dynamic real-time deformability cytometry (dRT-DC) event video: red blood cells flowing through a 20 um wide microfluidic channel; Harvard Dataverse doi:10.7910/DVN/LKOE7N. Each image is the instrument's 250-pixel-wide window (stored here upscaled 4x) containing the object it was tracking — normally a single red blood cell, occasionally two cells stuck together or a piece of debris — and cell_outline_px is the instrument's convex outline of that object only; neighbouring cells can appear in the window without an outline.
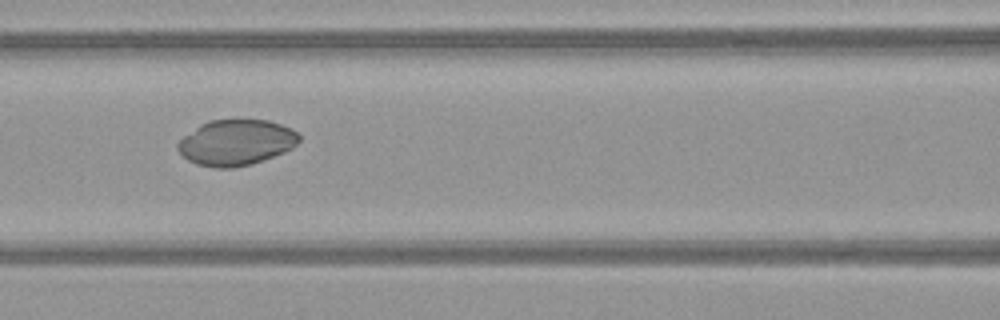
{"species": "common noctule bat (a hibernating species)", "species_latin": "Nyctalus noctula", "temperature_condition": "warm", "stored_images_in_passage": 52, "camera_frame_rate_fps": 3000, "um_per_image_px": 0.085, "animal": {"sex": "female", "body_mass_g": 21.9}, "frame": {"image": 1, "passage_image": 24, "time_ms": 7.667, "image_size_px": [1000, 320], "cell_outline_px": [[300, 140], [292, 148], [284, 152], [252, 164], [232, 168], [216, 168], [196, 164], [188, 160], [176, 148], [176, 144], [184, 136], [200, 124], [208, 120], [268, 120], [292, 128], [300, 136]], "centroid_in_image_um": [20.07, 12.11], "position_along_channel_um": 146.5, "area_um2": 32.31}}
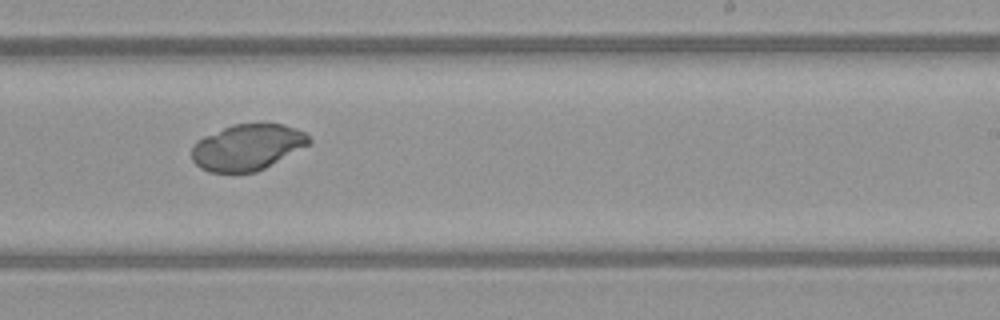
{"frame": {"image": 2, "passage_image": 33, "time_ms": 10.667, "image_size_px": [1000, 320], "cell_outline_px": [[312, 144], [256, 172], [208, 172], [200, 168], [192, 160], [192, 144], [196, 140], [204, 136], [232, 124], [284, 124], [296, 128], [304, 132], [312, 140]], "centroid_in_image_um": [21.03, 12.51], "position_along_channel_um": 268.0, "area_um2": 31.62}}
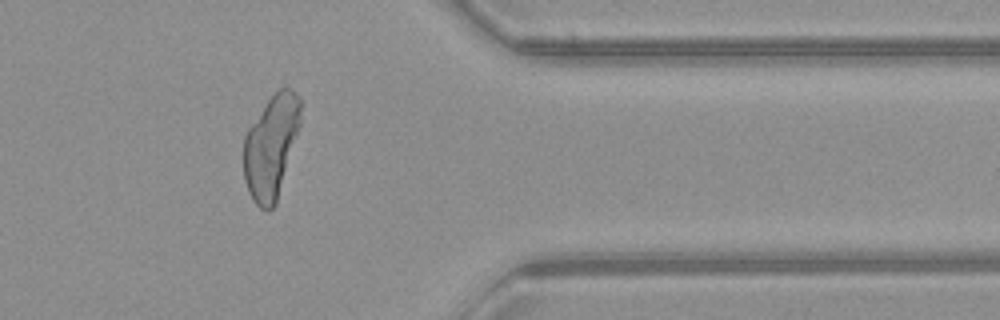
{"frame": {"image": 3, "passage_image": 43, "time_ms": 14.0, "image_size_px": [1000, 320], "cell_outline_px": [[300, 124], [276, 204], [268, 212], [260, 208], [252, 200], [248, 192], [244, 180], [244, 136], [248, 128], [268, 100], [280, 88], [292, 88], [300, 96]], "centroid_in_image_um": [23.03, 12.49], "position_along_channel_um": 388.4, "area_um2": 34.04}}